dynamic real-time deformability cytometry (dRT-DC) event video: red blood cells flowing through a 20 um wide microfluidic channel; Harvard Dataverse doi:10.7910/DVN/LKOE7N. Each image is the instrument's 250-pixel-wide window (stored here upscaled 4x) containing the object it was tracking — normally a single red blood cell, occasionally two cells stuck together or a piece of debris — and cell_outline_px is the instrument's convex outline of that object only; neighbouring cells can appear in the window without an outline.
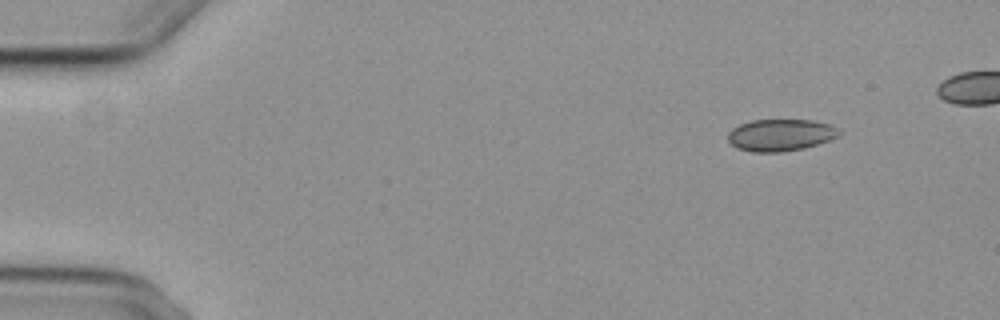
{"species": "common noctule bat (a hibernating species)", "species_latin": "Nyctalus noctula", "temperature_condition": "cold", "stored_images_in_passage": 5, "camera_frame_rate_fps": 3000, "um_per_image_px": 0.085, "animal": {"sex": "female", "body_mass_g": 29.2, "forearm_length_mm": 56.3}, "frame": {"image": 1, "passage_image": 2, "time_ms": 1.667, "image_size_px": [1000, 320], "cell_outline_px": [[840, 136], [804, 148], [780, 152], [752, 152], [736, 148], [728, 140], [728, 132], [732, 128], [740, 124], [752, 120], [812, 120], [828, 124], [836, 128], [840, 132]], "centroid_in_image_um": [66.31, 11.48], "position_along_channel_um": 18.7, "area_um2": 20.58}}